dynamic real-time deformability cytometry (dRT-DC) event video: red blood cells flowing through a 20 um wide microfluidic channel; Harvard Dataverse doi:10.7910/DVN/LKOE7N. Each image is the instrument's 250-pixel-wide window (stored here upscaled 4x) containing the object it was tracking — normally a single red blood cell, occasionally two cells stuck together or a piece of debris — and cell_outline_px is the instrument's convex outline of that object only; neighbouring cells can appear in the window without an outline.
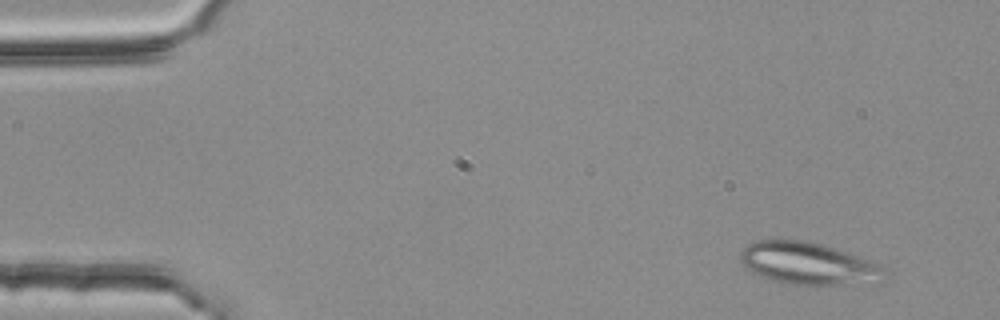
{"species": "common noctule bat (a hibernating species)", "species_latin": "Nyctalus noctula", "temperature_condition": "room temperature", "stored_images_in_passage": 6, "camera_frame_rate_fps": 3000, "um_per_image_px": 0.085, "animal": {"sex": "female", "body_mass_g": 25.1}, "frame": {"image": 1, "passage_image": 2, "time_ms": 0.333, "image_size_px": [1000, 320], "cell_outline_px": [[884, 280], [880, 284], [788, 284], [772, 280], [760, 276], [752, 272], [744, 264], [740, 256], [740, 252], [748, 244], [756, 240], [804, 240], [824, 244], [860, 256], [884, 268]], "centroid_in_image_um": [68.75, 22.4], "position_along_channel_um": 16.3, "area_um2": 35.49}}